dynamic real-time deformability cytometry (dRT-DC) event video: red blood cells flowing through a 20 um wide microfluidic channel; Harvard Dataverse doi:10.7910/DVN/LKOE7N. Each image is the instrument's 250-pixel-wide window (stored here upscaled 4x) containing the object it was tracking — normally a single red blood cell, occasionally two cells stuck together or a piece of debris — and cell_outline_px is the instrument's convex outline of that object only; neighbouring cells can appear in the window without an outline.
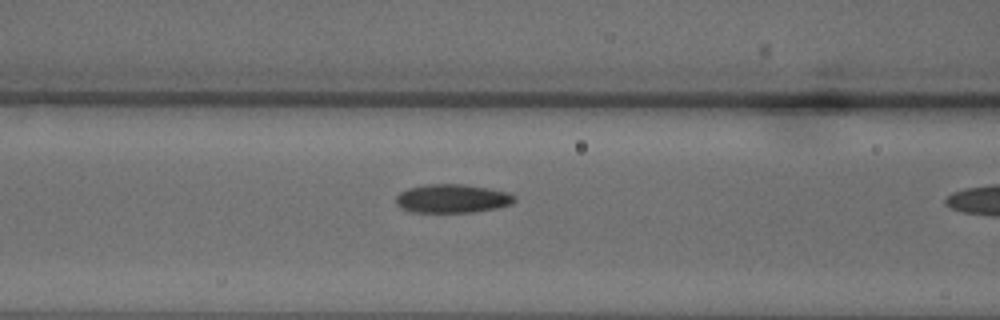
{"species": "common noctule bat (a hibernating species)", "species_latin": "Nyctalus noctula", "temperature_condition": "warm", "stored_images_in_passage": 5, "camera_frame_rate_fps": 3000, "um_per_image_px": 0.085, "animal": {"sex": "male", "body_mass_g": 18.8}, "frame": {"image": 1, "passage_image": 4, "time_ms": 1.0, "image_size_px": [1000, 320], "cell_outline_px": [[516, 200], [512, 204], [496, 208], [476, 212], [416, 212], [400, 208], [396, 204], [396, 196], [400, 192], [408, 188], [428, 184], [464, 184], [488, 188], [508, 192], [516, 196]], "centroid_in_image_um": [38.46, 16.87], "position_along_channel_um": 128.1, "area_um2": 19.88}}